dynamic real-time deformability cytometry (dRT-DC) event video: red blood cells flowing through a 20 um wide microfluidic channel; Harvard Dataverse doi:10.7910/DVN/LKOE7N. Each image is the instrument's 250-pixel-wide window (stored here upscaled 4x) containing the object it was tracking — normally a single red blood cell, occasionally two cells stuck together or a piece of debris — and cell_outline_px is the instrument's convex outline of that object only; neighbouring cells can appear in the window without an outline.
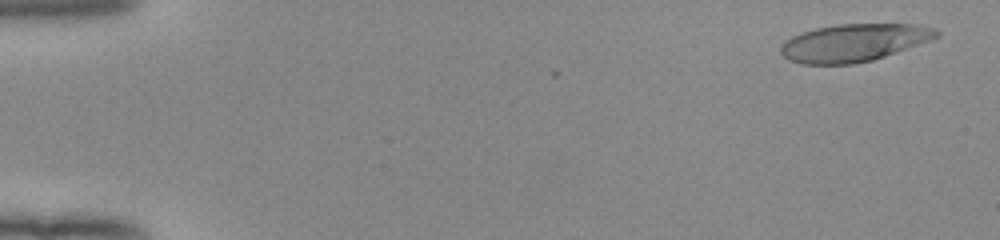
{"species": "human", "species_latin": "Homo sapiens", "temperature_condition": "room temperature", "stored_images_in_passage": 52, "camera_frame_rate_fps": 3000, "um_per_image_px": 0.085, "donor": {"sex": "female"}, "frame": {"image": 1, "passage_image": 3, "time_ms": 0.667, "image_size_px": [1000, 240], "cell_outline_px": [[940, 36], [932, 40], [872, 60], [852, 64], [800, 64], [788, 60], [780, 52], [780, 48], [792, 36], [816, 28], [836, 24], [916, 24], [936, 28], [940, 32]], "centroid_in_image_um": [72.62, 3.63], "position_along_channel_um": 12.4, "area_um2": 34.04}}
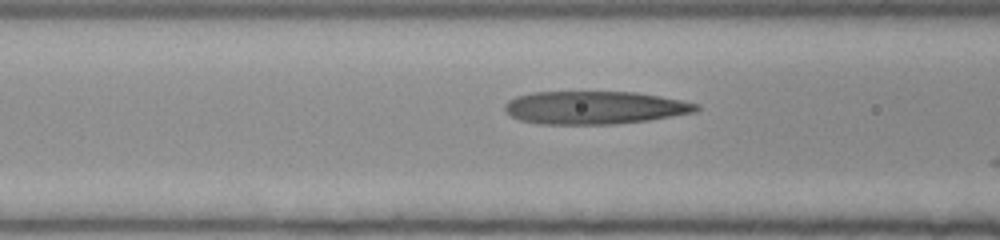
{"frame": {"image": 2, "passage_image": 22, "time_ms": 7.0, "image_size_px": [1000, 240], "cell_outline_px": [[700, 108], [696, 112], [648, 120], [616, 124], [540, 124], [520, 120], [504, 112], [504, 104], [508, 100], [516, 96], [532, 92], [636, 92], [660, 96], [700, 104]], "centroid_in_image_um": [50.52, 9.15], "position_along_channel_um": 116.1, "area_um2": 36.93}}
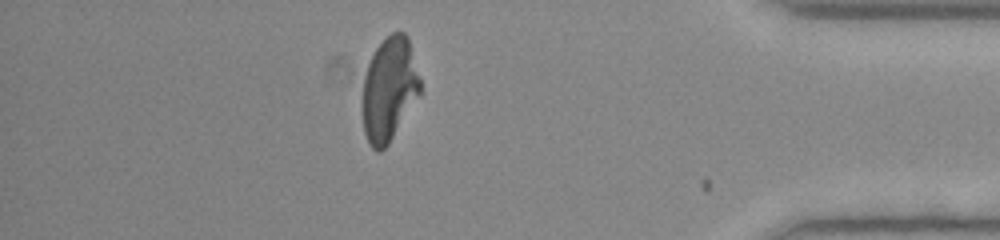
{"frame": {"image": 3, "passage_image": 46, "time_ms": 15.0, "image_size_px": [1000, 240], "cell_outline_px": [[420, 96], [388, 144], [380, 152], [376, 152], [372, 148], [364, 132], [360, 104], [360, 100], [364, 76], [368, 64], [376, 48], [392, 32], [404, 32], [408, 36], [420, 80]], "centroid_in_image_um": [33.05, 7.62], "position_along_channel_um": 402.1, "area_um2": 35.32}, "authors_computed_cell_mechanics": {"area_um2": 36.3562, "velocity_mm_per_s": 4.0007, "shape_relaxation_time_tau1_ms": 6.3829, "shape_relaxation_time_tau2_ms": 1.7354, "deformation_change_tau1": 0.2665, "deformation_change_tau2": 0.1257}}